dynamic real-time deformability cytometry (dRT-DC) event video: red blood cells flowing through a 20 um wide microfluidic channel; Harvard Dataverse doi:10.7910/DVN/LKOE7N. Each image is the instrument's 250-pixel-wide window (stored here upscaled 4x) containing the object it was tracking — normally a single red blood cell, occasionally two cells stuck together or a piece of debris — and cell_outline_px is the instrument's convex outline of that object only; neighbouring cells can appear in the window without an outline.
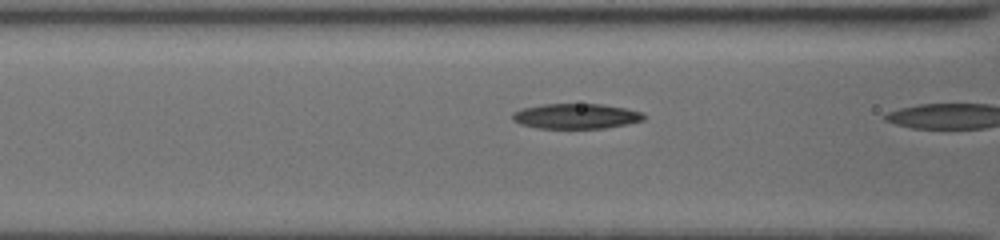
{"species": "common noctule bat (a hibernating species)", "species_latin": "Nyctalus noctula", "temperature_condition": "cold", "stored_images_in_passage": 22, "camera_frame_rate_fps": 3000, "um_per_image_px": 0.085, "animal": {"sex": "female", "body_mass_g": 19.5, "forearm_length_mm": 54.1}, "frame": {"image": 1, "passage_image": 21, "time_ms": 6.667, "image_size_px": [1000, 240], "cell_outline_px": [[644, 120], [628, 124], [604, 128], [536, 128], [520, 124], [512, 120], [512, 112], [524, 108], [544, 104], [604, 104], [624, 108], [640, 112], [644, 116]], "centroid_in_image_um": [48.93, 9.88], "position_along_channel_um": 117.7, "area_um2": 19.19}}